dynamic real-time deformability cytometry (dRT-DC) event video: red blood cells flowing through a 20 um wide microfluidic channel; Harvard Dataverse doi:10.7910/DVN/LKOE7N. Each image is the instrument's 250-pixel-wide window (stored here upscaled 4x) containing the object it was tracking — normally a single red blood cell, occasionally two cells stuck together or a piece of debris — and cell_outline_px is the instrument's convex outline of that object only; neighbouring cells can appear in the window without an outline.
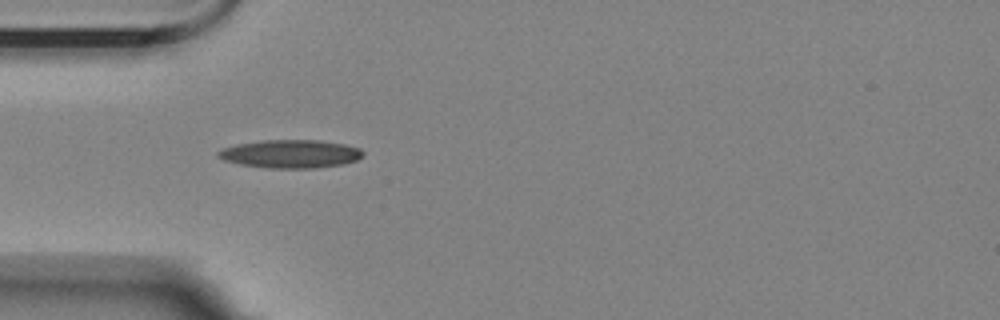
{"species": "Egyptian fruit bat (a non-hibernating species)", "species_latin": "Rousettus aegyptiacus", "temperature_condition": "room temperature", "stored_images_in_passage": 18, "camera_frame_rate_fps": 3000, "um_per_image_px": 0.085, "animal": {"sex": "female"}, "frame": {"image": 1, "passage_image": 1, "time_ms": 0.0, "image_size_px": [1000, 320], "cell_outline_px": [[364, 156], [356, 160], [344, 164], [316, 168], [268, 168], [240, 164], [224, 160], [216, 156], [216, 152], [224, 148], [236, 144], [264, 140], [316, 140], [344, 144], [360, 148], [364, 152]], "centroid_in_image_um": [24.7, 13.08], "position_along_channel_um": 60.3, "area_um2": 23.87}}
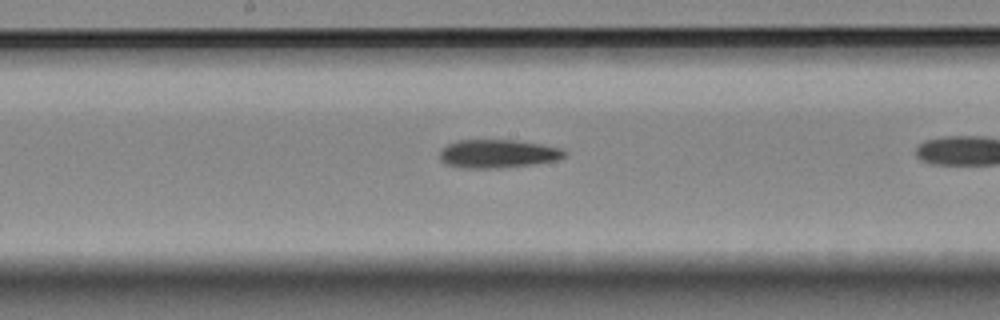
{"frame": {"image": 2, "passage_image": 10, "time_ms": 3.0, "image_size_px": [1000, 320], "cell_outline_px": [[568, 152], [564, 156], [556, 160], [532, 164], [496, 168], [464, 168], [448, 164], [440, 160], [440, 152], [448, 144], [456, 140], [516, 140], [540, 144], [560, 148]], "centroid_in_image_um": [42.31, 13.06], "position_along_channel_um": 205.9, "area_um2": 20.4}}
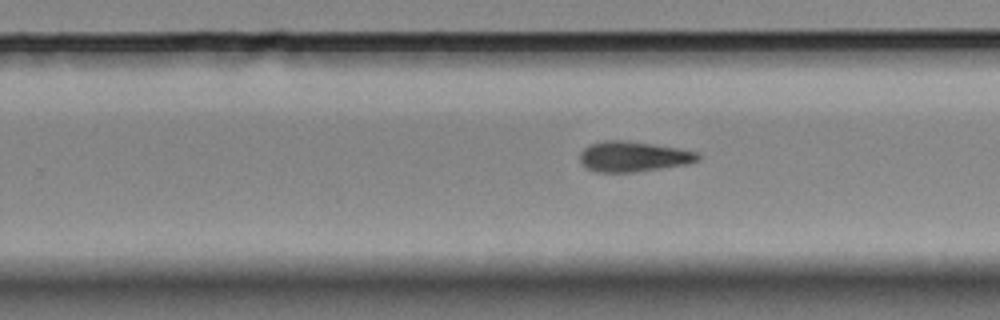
{"frame": {"image": 3, "passage_image": 16, "time_ms": 5.0, "image_size_px": [1000, 320], "cell_outline_px": [[700, 160], [688, 164], [636, 172], [592, 172], [580, 164], [580, 152], [588, 144], [600, 140], [624, 140], [652, 144], [676, 148], [696, 152], [700, 156]], "centroid_in_image_um": [53.76, 13.31], "position_along_channel_um": 276.0, "area_um2": 21.1}}